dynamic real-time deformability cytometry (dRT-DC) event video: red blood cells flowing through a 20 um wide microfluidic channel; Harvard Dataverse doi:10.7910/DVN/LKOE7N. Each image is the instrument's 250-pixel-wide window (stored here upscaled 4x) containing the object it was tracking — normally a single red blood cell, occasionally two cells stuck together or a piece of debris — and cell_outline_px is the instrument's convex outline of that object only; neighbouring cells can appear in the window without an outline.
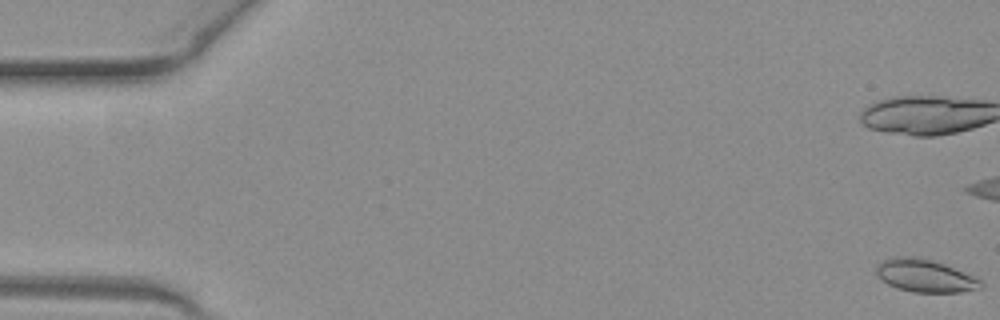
{"species": "common noctule bat (a hibernating species)", "species_latin": "Nyctalus noctula", "temperature_condition": "warm", "stored_images_in_passage": 16, "camera_frame_rate_fps": 3000, "um_per_image_px": 0.085, "animal": {"sex": "female", "body_mass_g": 19.3, "forearm_length_mm": 54.1}, "frame": {"image": 1, "passage_image": 1, "time_ms": 0.0, "image_size_px": [1000, 320], "cell_outline_px": [[984, 288], [960, 292], [912, 292], [896, 288], [888, 284], [876, 272], [876, 264], [884, 260], [896, 256], [912, 256], [932, 260], [944, 264], [972, 276], [980, 280], [984, 284]], "centroid_in_image_um": [78.63, 23.44], "position_along_channel_um": 6.4, "area_um2": 19.77}}